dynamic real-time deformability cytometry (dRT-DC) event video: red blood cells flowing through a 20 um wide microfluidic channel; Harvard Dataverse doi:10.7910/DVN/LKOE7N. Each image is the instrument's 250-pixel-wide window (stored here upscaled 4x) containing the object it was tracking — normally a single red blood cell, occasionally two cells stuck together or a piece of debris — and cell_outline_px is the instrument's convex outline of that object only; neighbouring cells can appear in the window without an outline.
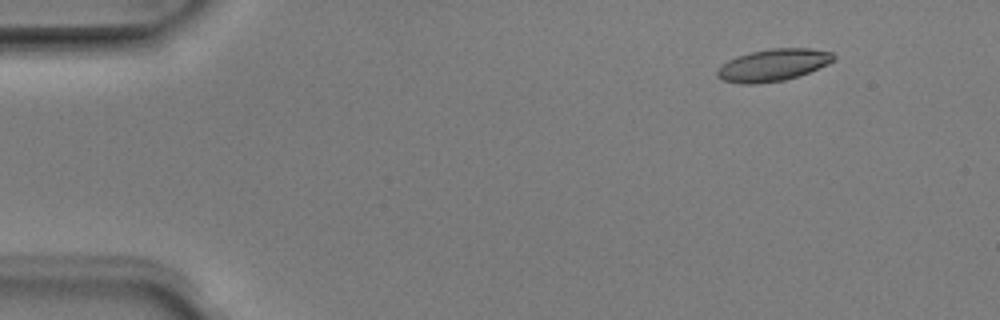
{"species": "Egyptian fruit bat (a non-hibernating species)", "species_latin": "Rousettus aegyptiacus", "temperature_condition": "room temperature", "stored_images_in_passage": 4, "camera_frame_rate_fps": 3000, "um_per_image_px": 0.085, "animal": {"sex": "male"}, "frame": {"image": 1, "passage_image": 1, "time_ms": 0.0, "image_size_px": [1000, 320], "cell_outline_px": [[836, 60], [828, 64], [808, 72], [784, 80], [756, 84], [740, 84], [724, 80], [716, 76], [716, 72], [728, 60], [752, 52], [772, 48], [812, 48], [832, 52], [836, 56]], "centroid_in_image_um": [65.76, 5.52], "position_along_channel_um": 19.2, "area_um2": 21.56}}
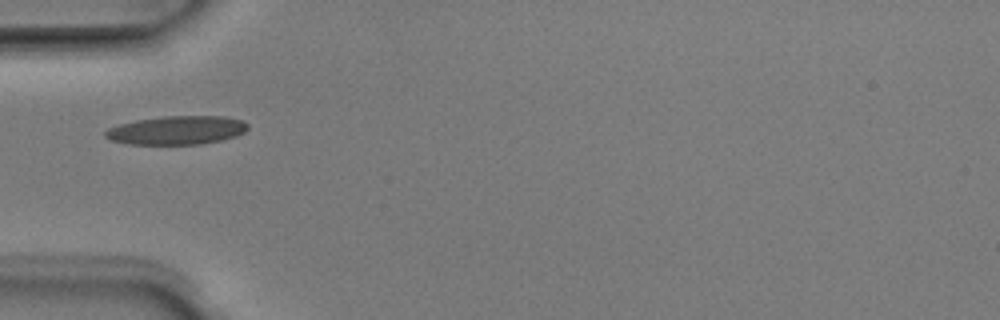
{"frame": {"image": 2, "passage_image": 4, "time_ms": 1.0, "image_size_px": [1000, 320], "cell_outline_px": [[248, 128], [244, 132], [236, 136], [220, 140], [200, 144], [128, 144], [112, 140], [104, 136], [104, 132], [108, 128], [120, 124], [136, 120], [164, 116], [224, 116], [240, 120], [248, 124]], "centroid_in_image_um": [15.02, 11.06], "position_along_channel_um": 70.0, "area_um2": 23.64}}